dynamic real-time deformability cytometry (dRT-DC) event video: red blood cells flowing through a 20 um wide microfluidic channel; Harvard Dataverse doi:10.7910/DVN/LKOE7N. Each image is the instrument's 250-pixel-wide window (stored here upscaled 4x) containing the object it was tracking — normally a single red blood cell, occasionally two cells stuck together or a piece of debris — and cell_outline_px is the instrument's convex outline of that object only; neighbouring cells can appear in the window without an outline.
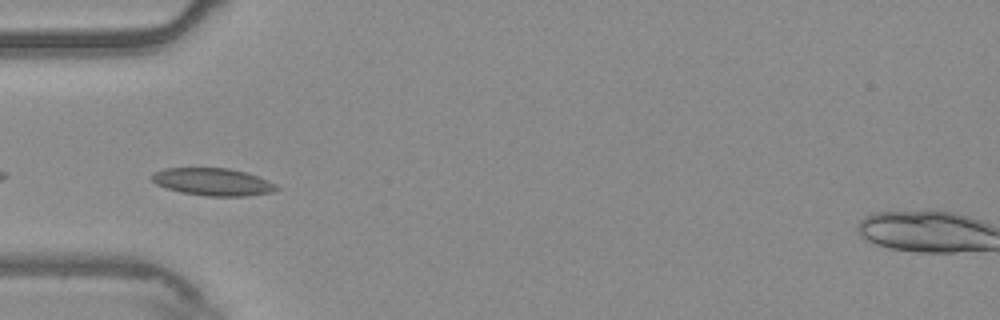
{"species": "common noctule bat (a hibernating species)", "species_latin": "Nyctalus noctula", "temperature_condition": "warm", "stored_images_in_passage": 38, "camera_frame_rate_fps": 3000, "um_per_image_px": 0.085, "animal": {"sex": "male", "body_mass_g": 20.4}, "frame": {"image": 1, "passage_image": 1, "time_ms": 0.0, "image_size_px": [1000, 320], "cell_outline_px": [[280, 188], [272, 192], [248, 196], [208, 196], [180, 192], [156, 184], [152, 180], [152, 176], [156, 172], [164, 168], [228, 168], [244, 172], [256, 176], [276, 184]], "centroid_in_image_um": [18.11, 15.46], "position_along_channel_um": 66.9, "area_um2": 19.71}, "authors_computed_cell_mechanics": {"area_um2": 18.4671, "velocity_mm_per_s": 3.6895, "shape_relaxation_time_tau1_ms": 3.8289, "shape_relaxation_time_tau2_ms": 1.3235, "deformation_change_tau1": 0.0949, "deformation_change_tau2": 0.0576}}